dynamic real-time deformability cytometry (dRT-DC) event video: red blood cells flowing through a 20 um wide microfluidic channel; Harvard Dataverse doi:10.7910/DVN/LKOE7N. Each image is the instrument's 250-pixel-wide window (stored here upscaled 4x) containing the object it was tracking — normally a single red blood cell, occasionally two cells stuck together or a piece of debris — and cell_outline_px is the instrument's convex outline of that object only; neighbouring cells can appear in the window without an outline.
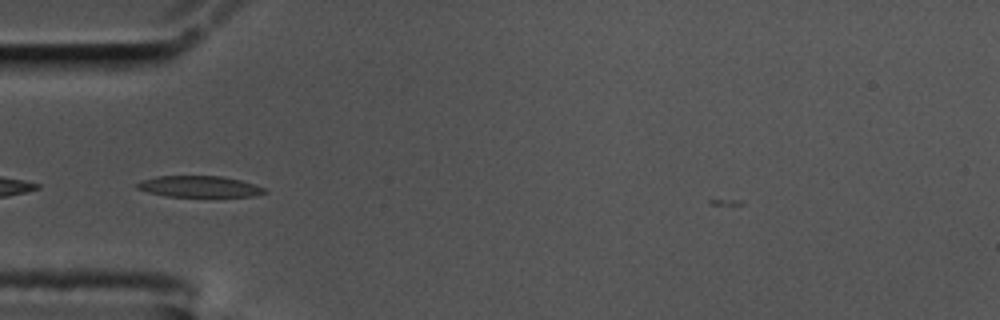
{"species": "common noctule bat (a hibernating species)", "species_latin": "Nyctalus noctula", "temperature_condition": "cold", "stored_images_in_passage": 3, "camera_frame_rate_fps": 3000, "um_per_image_px": 0.085, "animal": {"sex": "male", "body_mass_g": 17.5, "forearm_length_mm": 52.3}, "frame": {"image": 1, "passage_image": 1, "time_ms": 0.0, "image_size_px": [1000, 320], "cell_outline_px": [[268, 192], [252, 196], [164, 196], [148, 192], [136, 188], [136, 184], [140, 180], [156, 176], [224, 176], [240, 180], [264, 188]], "centroid_in_image_um": [16.88, 15.85], "position_along_channel_um": 68.1, "area_um2": 15.66}}